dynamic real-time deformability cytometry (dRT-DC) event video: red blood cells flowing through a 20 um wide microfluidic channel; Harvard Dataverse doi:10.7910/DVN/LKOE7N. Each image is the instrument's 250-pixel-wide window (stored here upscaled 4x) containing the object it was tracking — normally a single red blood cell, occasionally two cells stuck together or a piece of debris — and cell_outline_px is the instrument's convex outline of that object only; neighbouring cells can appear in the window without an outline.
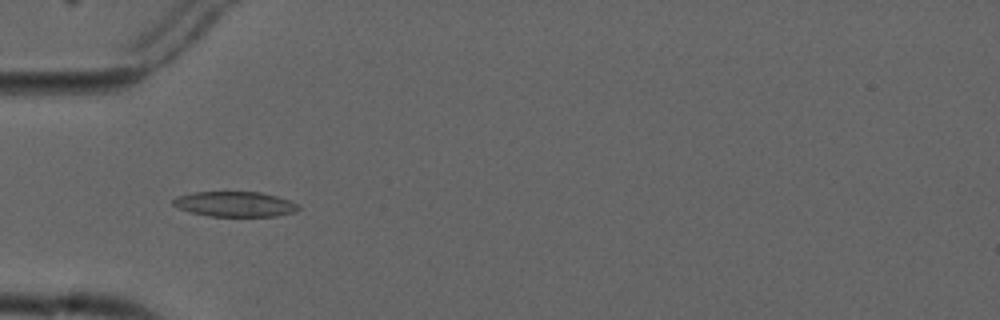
{"species": "common noctule bat (a hibernating species)", "species_latin": "Nyctalus noctula", "temperature_condition": "cold", "stored_images_in_passage": 5, "camera_frame_rate_fps": 3000, "um_per_image_px": 0.085, "animal": {"sex": "male", "forearm_length_mm": 52.5}, "frame": {"image": 1, "passage_image": 5, "time_ms": 5.0, "image_size_px": [1000, 320], "cell_outline_px": [[300, 208], [296, 212], [276, 216], [208, 216], [176, 208], [172, 204], [172, 200], [180, 196], [192, 192], [260, 192], [276, 196], [300, 204]], "centroid_in_image_um": [19.99, 17.35], "position_along_channel_um": 65.0, "area_um2": 18.38}}